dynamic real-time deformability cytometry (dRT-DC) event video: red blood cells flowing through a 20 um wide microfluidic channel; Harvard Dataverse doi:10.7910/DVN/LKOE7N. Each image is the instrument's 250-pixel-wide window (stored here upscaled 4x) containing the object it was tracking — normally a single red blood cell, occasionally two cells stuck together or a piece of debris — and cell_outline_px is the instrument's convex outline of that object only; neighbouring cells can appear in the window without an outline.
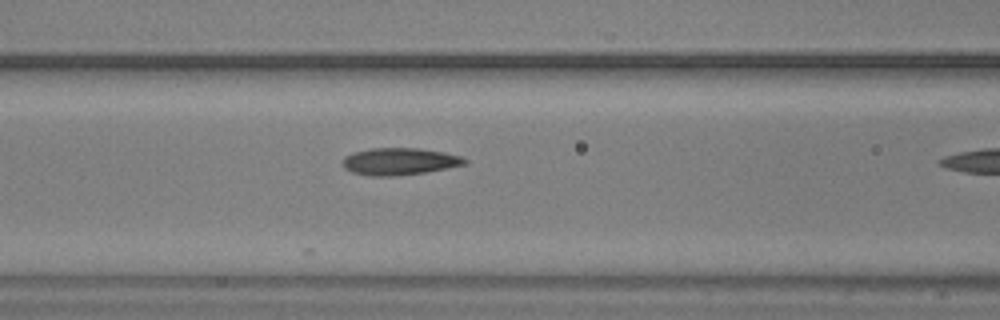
{"species": "common noctule bat (a hibernating species)", "species_latin": "Nyctalus noctula", "temperature_condition": "warm", "stored_images_in_passage": 10, "camera_frame_rate_fps": 3000, "um_per_image_px": 0.085, "animal": {"sex": "male", "body_mass_g": 20.5, "forearm_length_mm": 52.5}, "frame": {"image": 1, "passage_image": 9, "time_ms": 2.667, "image_size_px": [1000, 320], "cell_outline_px": [[468, 164], [424, 172], [392, 176], [368, 176], [352, 172], [344, 168], [344, 156], [352, 152], [372, 148], [420, 148], [444, 152], [464, 156], [468, 160]], "centroid_in_image_um": [33.99, 13.71], "position_along_channel_um": 132.6, "area_um2": 19.36}}